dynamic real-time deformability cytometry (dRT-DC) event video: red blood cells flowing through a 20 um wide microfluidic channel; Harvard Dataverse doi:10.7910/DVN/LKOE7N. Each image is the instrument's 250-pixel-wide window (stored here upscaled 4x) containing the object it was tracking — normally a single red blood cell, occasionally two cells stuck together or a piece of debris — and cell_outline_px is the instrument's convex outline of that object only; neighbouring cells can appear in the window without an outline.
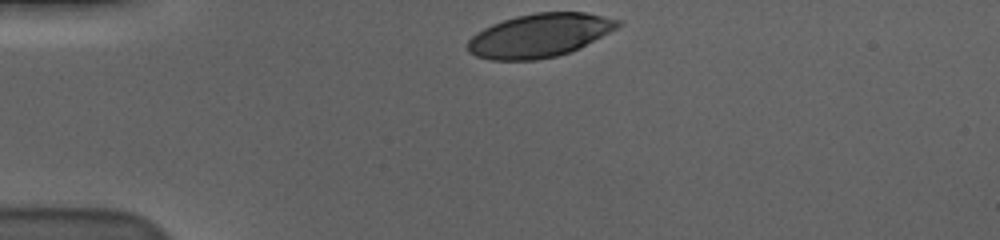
{"species": "human", "species_latin": "Homo sapiens", "temperature_condition": "cold", "stored_images_in_passage": 35, "camera_frame_rate_fps": 3000, "um_per_image_px": 0.085, "donor": {"sex": "male"}, "frame": {"image": 1, "passage_image": 1, "time_ms": 0.0, "image_size_px": [1000, 240], "cell_outline_px": [[624, 24], [580, 48], [556, 56], [536, 60], [492, 60], [476, 56], [468, 52], [468, 40], [476, 32], [492, 24], [516, 16], [536, 12], [584, 12], [620, 20]], "centroid_in_image_um": [45.85, 3.01], "position_along_channel_um": 39.1, "area_um2": 37.97}}
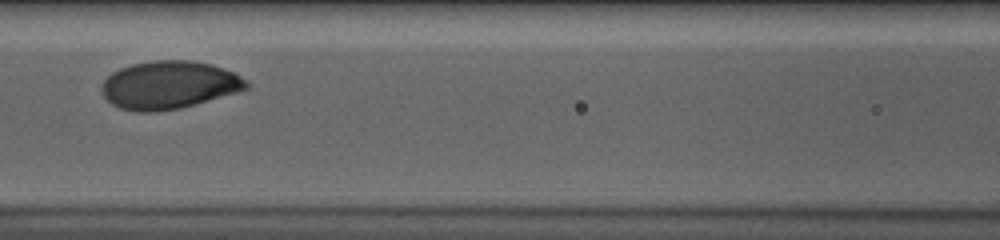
{"frame": {"image": 2, "passage_image": 14, "time_ms": 4.333, "image_size_px": [1000, 240], "cell_outline_px": [[252, 84], [248, 88], [180, 108], [152, 112], [136, 112], [120, 108], [112, 104], [104, 96], [104, 80], [112, 72], [120, 68], [132, 64], [152, 60], [192, 60], [212, 64], [232, 72], [240, 76]], "centroid_in_image_um": [14.37, 7.21], "position_along_channel_um": 152.2, "area_um2": 40.0}}
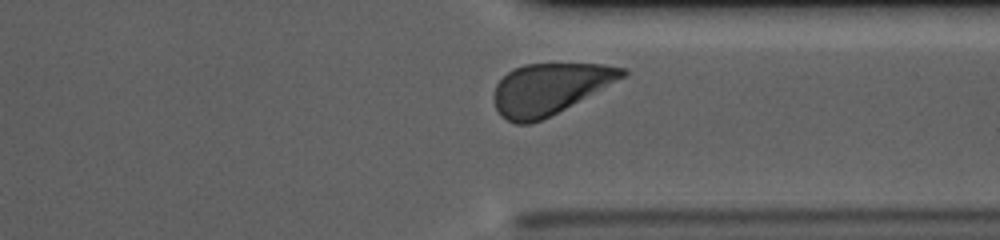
{"frame": {"image": 3, "passage_image": 32, "time_ms": 10.333, "image_size_px": [1000, 240], "cell_outline_px": [[628, 72], [624, 76], [564, 108], [540, 120], [528, 124], [516, 124], [500, 116], [496, 108], [492, 96], [496, 84], [512, 68], [524, 64], [604, 64], [628, 68]], "centroid_in_image_um": [46.66, 7.53], "position_along_channel_um": 364.7, "area_um2": 37.63}, "authors_computed_cell_mechanics": {"area_um2": 39.5352, "velocity_mm_per_s": 3.5407, "shape_relaxation_time_tau1_ms": 2.9806, "shape_relaxation_time_tau2_ms": null, "deformation_change_tau1": 0.1438, "deformation_change_tau2": null}}